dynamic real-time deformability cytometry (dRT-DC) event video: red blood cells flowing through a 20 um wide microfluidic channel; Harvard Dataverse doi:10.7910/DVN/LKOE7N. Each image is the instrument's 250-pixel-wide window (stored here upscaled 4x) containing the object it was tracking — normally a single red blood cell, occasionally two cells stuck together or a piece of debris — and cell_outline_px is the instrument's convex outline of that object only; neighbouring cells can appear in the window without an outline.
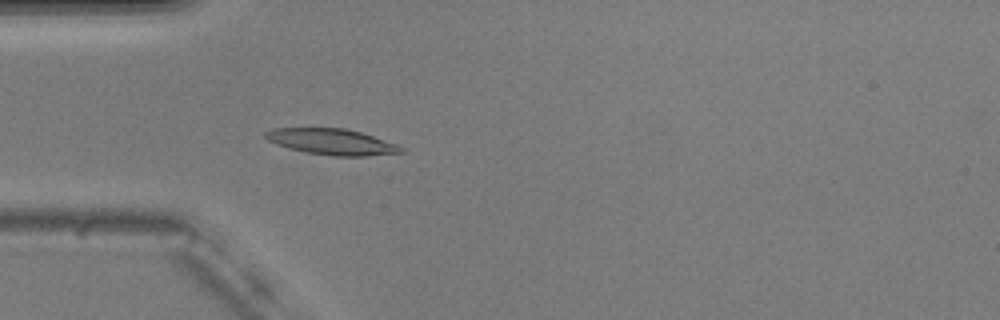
{"species": "common noctule bat (a hibernating species)", "species_latin": "Nyctalus noctula", "temperature_condition": "warm", "stored_images_in_passage": 55, "camera_frame_rate_fps": 3000, "um_per_image_px": 0.085, "animal": {"sex": "male", "body_mass_g": 20.5, "forearm_length_mm": 52.5}, "frame": {"image": 1, "passage_image": 16, "time_ms": 5.0, "image_size_px": [1000, 320], "cell_outline_px": [[404, 152], [368, 156], [332, 156], [308, 152], [288, 148], [276, 144], [268, 140], [264, 136], [264, 132], [272, 128], [348, 128], [396, 144], [404, 148]], "centroid_in_image_um": [28.19, 12.05], "position_along_channel_um": 56.8, "area_um2": 20.46}}
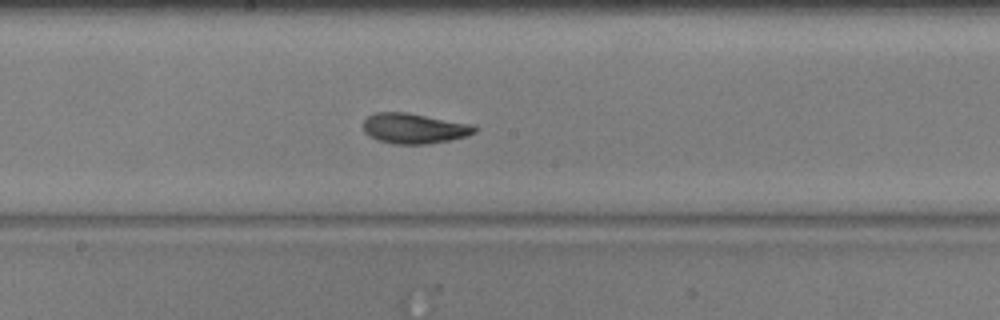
{"frame": {"image": 2, "passage_image": 29, "time_ms": 9.333, "image_size_px": [1000, 320], "cell_outline_px": [[480, 128], [476, 132], [468, 136], [428, 144], [392, 144], [368, 136], [364, 132], [364, 120], [368, 116], [376, 112], [408, 112], [476, 124]], "centroid_in_image_um": [35.27, 10.9], "position_along_channel_um": 212.9, "area_um2": 20.06}}
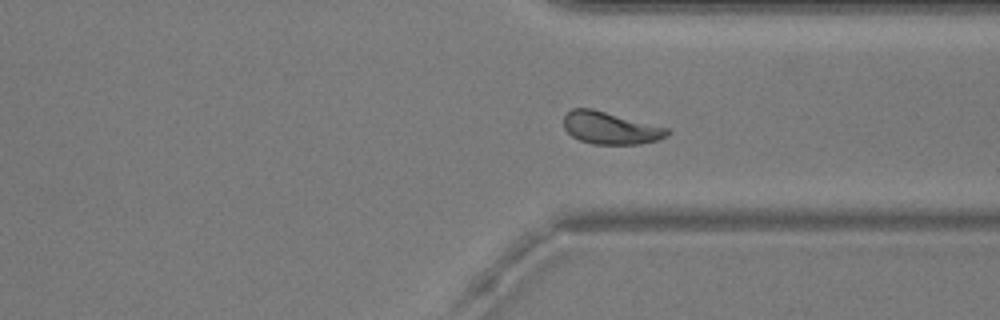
{"frame": {"image": 3, "passage_image": 41, "time_ms": 13.333, "image_size_px": [1000, 320], "cell_outline_px": [[672, 132], [668, 136], [656, 140], [640, 144], [592, 144], [580, 140], [572, 136], [564, 128], [564, 116], [572, 108], [592, 108], [668, 128]], "centroid_in_image_um": [51.89, 10.88], "position_along_channel_um": 359.5, "area_um2": 19.48}, "authors_computed_cell_mechanics": {"area_um2": 19.7676, "velocity_mm_per_s": 3.6695, "shape_relaxation_time_tau1_ms": 4.0432, "shape_relaxation_time_tau2_ms": 1.9002, "deformation_change_tau1": 0.1645, "deformation_change_tau2": 0.0871}}